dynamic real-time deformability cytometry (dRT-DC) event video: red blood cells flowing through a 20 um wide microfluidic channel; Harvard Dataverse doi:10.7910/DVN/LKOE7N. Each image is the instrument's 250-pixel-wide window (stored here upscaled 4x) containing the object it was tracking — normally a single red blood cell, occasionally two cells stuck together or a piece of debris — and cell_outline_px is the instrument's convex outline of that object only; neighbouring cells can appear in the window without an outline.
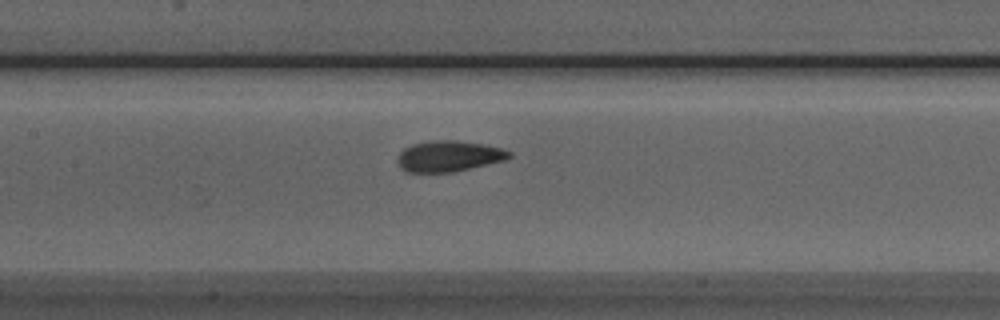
{"species": "Egyptian fruit bat (a non-hibernating species)", "species_latin": "Rousettus aegyptiacus", "temperature_condition": "room temperature", "stored_images_in_passage": 32, "camera_frame_rate_fps": 3000, "um_per_image_px": 0.085, "animal": {"sex": "male"}, "frame": {"image": 1, "passage_image": 10, "time_ms": 3.0, "image_size_px": [1000, 320], "cell_outline_px": [[512, 156], [504, 160], [452, 172], [404, 172], [400, 168], [396, 160], [400, 152], [404, 148], [412, 144], [432, 140], [456, 140], [484, 144], [504, 148], [512, 152]], "centroid_in_image_um": [38.13, 13.26], "position_along_channel_um": 169.3, "area_um2": 20.23}}
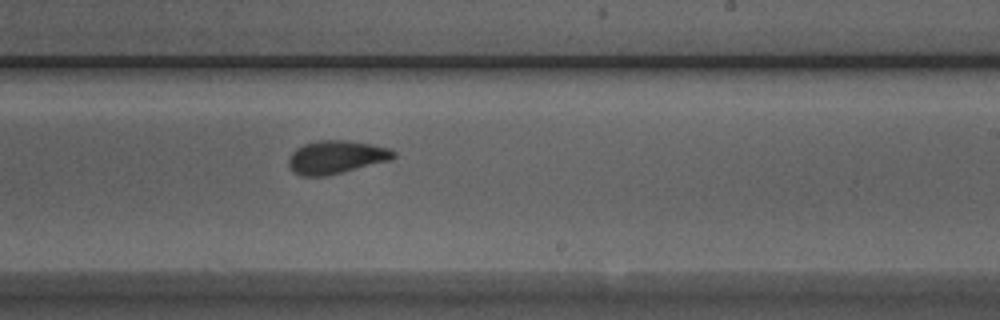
{"frame": {"image": 2, "passage_image": 17, "time_ms": 5.333, "image_size_px": [1000, 320], "cell_outline_px": [[396, 156], [388, 160], [324, 176], [300, 176], [292, 172], [288, 164], [288, 160], [292, 152], [296, 148], [304, 144], [316, 140], [348, 140], [372, 144], [388, 148], [396, 152]], "centroid_in_image_um": [28.52, 13.34], "position_along_channel_um": 260.5, "area_um2": 20.11}}
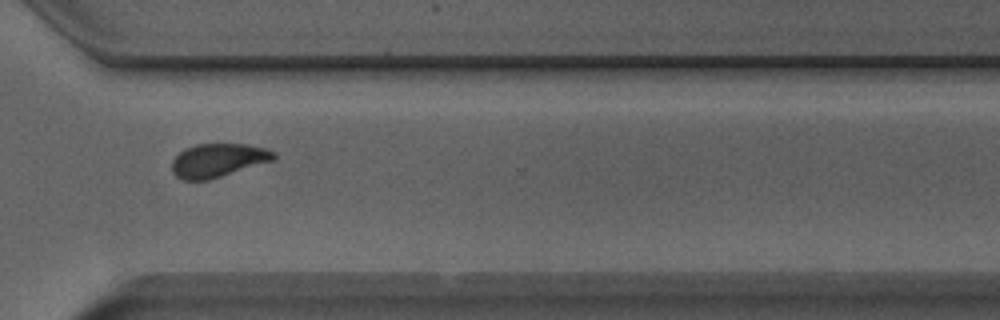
{"frame": {"image": 3, "passage_image": 24, "time_ms": 7.667, "image_size_px": [1000, 320], "cell_outline_px": [[276, 160], [208, 180], [184, 180], [176, 176], [172, 172], [172, 160], [184, 148], [196, 144], [248, 144], [268, 148], [276, 152]], "centroid_in_image_um": [18.57, 13.62], "position_along_channel_um": 352.0, "area_um2": 20.17}}